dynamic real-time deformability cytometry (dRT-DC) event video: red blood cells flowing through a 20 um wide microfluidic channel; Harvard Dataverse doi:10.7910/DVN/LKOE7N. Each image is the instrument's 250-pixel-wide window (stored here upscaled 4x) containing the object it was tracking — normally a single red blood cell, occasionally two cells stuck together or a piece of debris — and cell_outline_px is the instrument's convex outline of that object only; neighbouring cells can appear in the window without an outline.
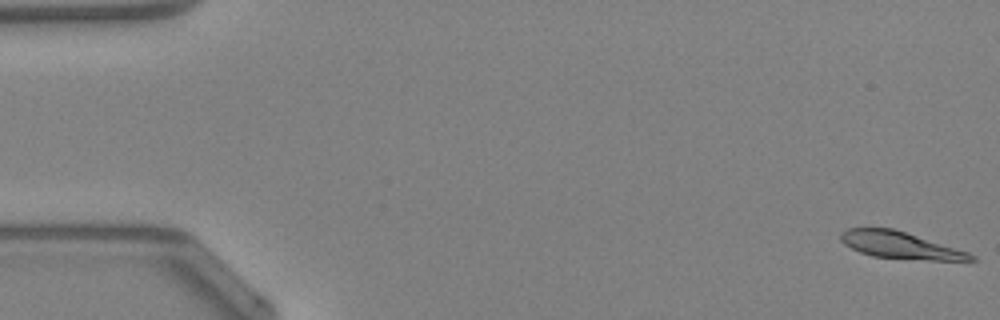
{"species": "Egyptian fruit bat (a non-hibernating species)", "species_latin": "Rousettus aegyptiacus", "temperature_condition": "warm", "stored_images_in_passage": 49, "camera_frame_rate_fps": 3000, "um_per_image_px": 0.085, "animal": {"sex": "female"}, "frame": {"image": 1, "passage_image": 1, "time_ms": 0.0, "image_size_px": [1000, 320], "cell_outline_px": [[976, 260], [932, 260], [872, 256], [860, 252], [844, 244], [840, 240], [840, 232], [848, 228], [892, 228], [968, 252], [976, 256]], "centroid_in_image_um": [76.46, 20.83], "position_along_channel_um": 8.5, "area_um2": 19.94}}
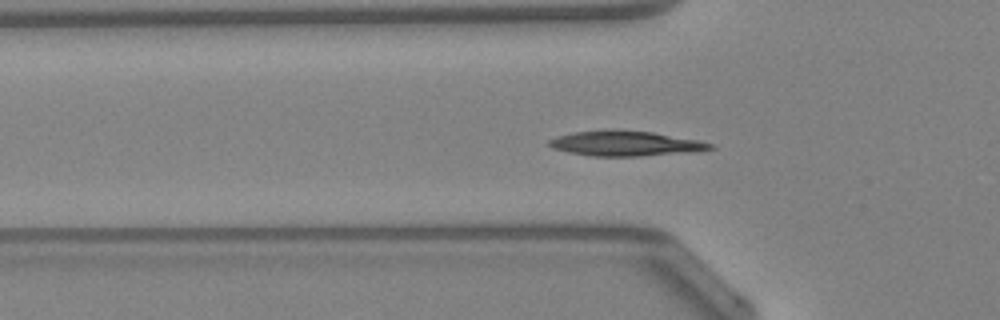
{"frame": {"image": 2, "passage_image": 16, "time_ms": 5.0, "image_size_px": [1000, 320], "cell_outline_px": [[716, 148], [696, 152], [640, 156], [592, 156], [568, 152], [552, 148], [548, 144], [548, 140], [560, 136], [576, 132], [652, 132], [696, 140], [712, 144]], "centroid_in_image_um": [53.22, 12.24], "position_along_channel_um": 72.6, "area_um2": 22.54}, "authors_computed_cell_mechanics": {"area_um2": 21.7906, "velocity_mm_per_s": 4.2562, "shape_relaxation_time_tau1_ms": 4.4626, "shape_relaxation_time_tau2_ms": 3.4307, "deformation_change_tau1": 0.178, "deformation_change_tau2": 0.095}}